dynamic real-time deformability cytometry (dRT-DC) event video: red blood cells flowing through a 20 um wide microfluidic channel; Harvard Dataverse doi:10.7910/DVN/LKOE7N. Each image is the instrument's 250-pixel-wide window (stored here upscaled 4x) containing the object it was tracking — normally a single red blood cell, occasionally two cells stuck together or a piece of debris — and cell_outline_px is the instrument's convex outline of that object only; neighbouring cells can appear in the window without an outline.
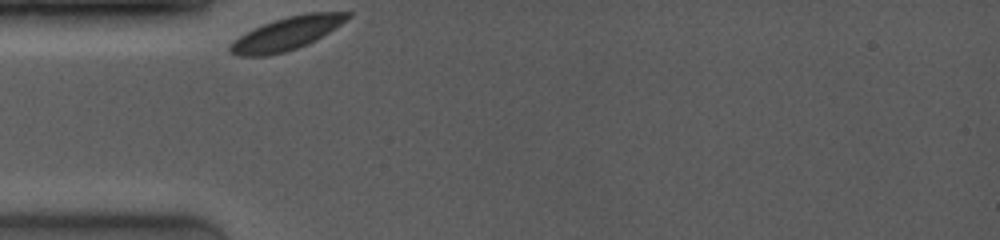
{"species": "common noctule bat (a hibernating species)", "species_latin": "Nyctalus noctula", "temperature_condition": "room temperature", "stored_images_in_passage": 46, "camera_frame_rate_fps": 4000, "um_per_image_px": 0.085, "animal": {"sex": "female", "body_mass_g": 19.0, "forearm_length_mm": 53.3}, "frame": {"image": 1, "passage_image": 1, "time_ms": 0.0, "image_size_px": [1000, 240], "cell_outline_px": [[352, 16], [316, 40], [296, 48], [284, 52], [268, 56], [236, 56], [228, 48], [240, 36], [264, 24], [288, 16], [308, 12], [352, 12]], "centroid_in_image_um": [24.41, 2.85], "position_along_channel_um": 60.6, "area_um2": 22.02}}
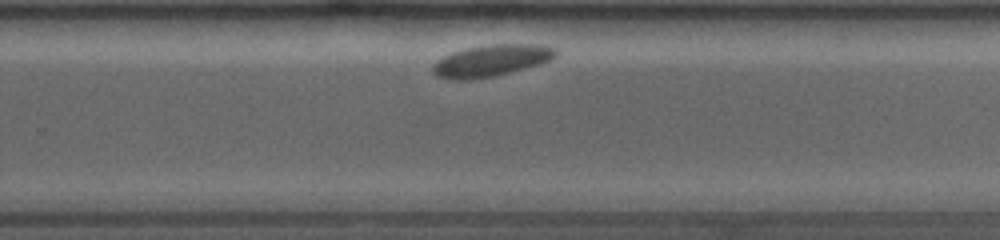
{"frame": {"image": 2, "passage_image": 32, "time_ms": 6.5, "image_size_px": [1000, 240], "cell_outline_px": [[560, 52], [552, 60], [540, 64], [492, 76], [472, 80], [448, 80], [436, 76], [432, 72], [432, 64], [436, 60], [452, 52], [464, 48], [488, 44], [544, 44], [556, 48]], "centroid_in_image_um": [41.75, 5.14], "position_along_channel_um": 288.0, "area_um2": 23.12}}
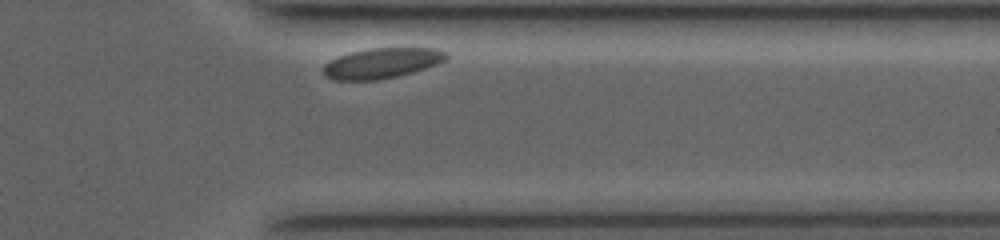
{"frame": {"image": 3, "passage_image": 44, "time_ms": 9.0, "image_size_px": [1000, 240], "cell_outline_px": [[448, 60], [412, 72], [396, 76], [376, 80], [332, 80], [324, 76], [324, 64], [328, 60], [336, 56], [348, 52], [368, 48], [436, 48], [448, 52]], "centroid_in_image_um": [32.43, 5.35], "position_along_channel_um": 379.0, "area_um2": 21.96}}